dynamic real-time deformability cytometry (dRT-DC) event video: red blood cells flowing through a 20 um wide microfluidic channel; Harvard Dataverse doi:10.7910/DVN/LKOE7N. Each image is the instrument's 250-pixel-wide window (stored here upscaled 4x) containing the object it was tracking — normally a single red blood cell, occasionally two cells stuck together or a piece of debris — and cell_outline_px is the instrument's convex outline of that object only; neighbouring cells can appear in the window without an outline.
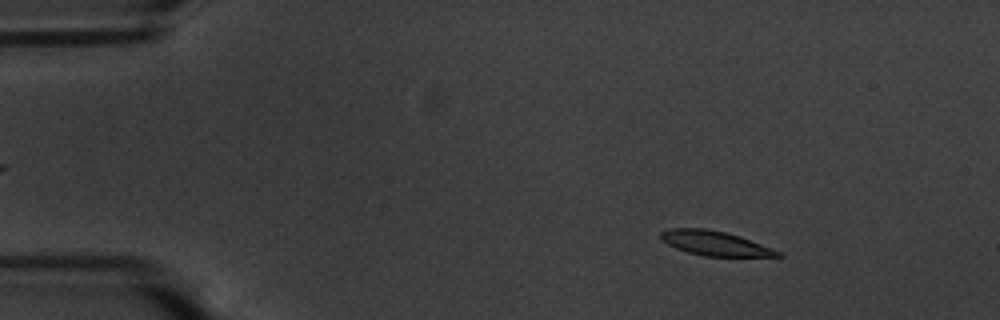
{"species": "common noctule bat (a hibernating species)", "species_latin": "Nyctalus noctula", "temperature_condition": "warm", "stored_images_in_passage": 57, "camera_frame_rate_fps": 3000, "um_per_image_px": 0.085, "animal": {"sex": "male", "body_mass_g": 20.1, "forearm_length_mm": 53.5}, "frame": {"image": 1, "passage_image": 8, "time_ms": 2.333, "image_size_px": [1000, 320], "cell_outline_px": [[784, 256], [704, 256], [688, 252], [676, 248], [660, 240], [660, 232], [668, 228], [708, 228], [740, 236], [772, 248], [780, 252]], "centroid_in_image_um": [60.72, 20.66], "position_along_channel_um": 24.3, "area_um2": 16.65}}
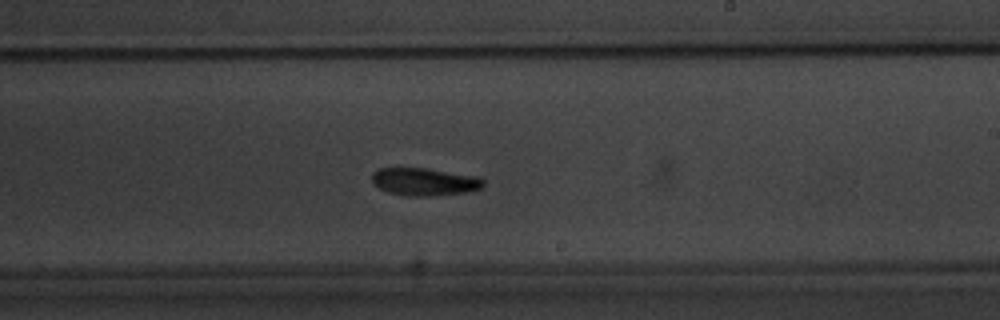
{"frame": {"image": 2, "passage_image": 34, "time_ms": 11.0, "image_size_px": [1000, 320], "cell_outline_px": [[484, 184], [480, 188], [468, 192], [428, 196], [412, 196], [388, 192], [372, 184], [372, 172], [380, 168], [428, 168], [480, 176], [484, 180]], "centroid_in_image_um": [36.1, 15.43], "position_along_channel_um": 252.9, "area_um2": 18.09}}
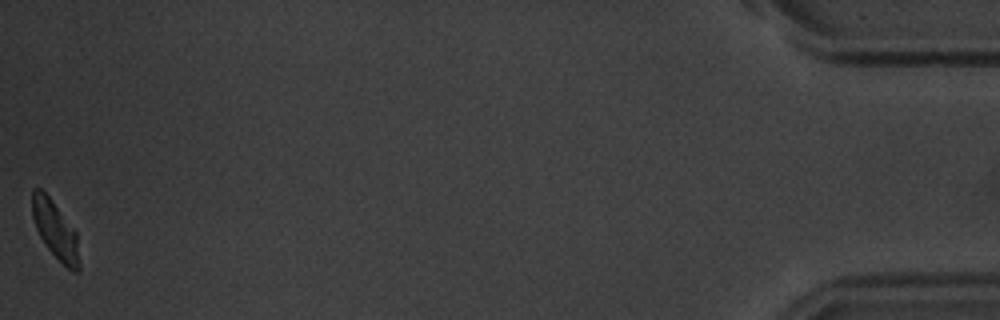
{"frame": {"image": 3, "passage_image": 57, "time_ms": 18.667, "image_size_px": [1000, 320], "cell_outline_px": [[80, 272], [72, 272], [44, 244], [36, 228], [32, 216], [32, 188], [40, 188], [52, 200], [76, 232], [80, 264]], "centroid_in_image_um": [4.7, 19.56], "position_along_channel_um": 430.5, "area_um2": 15.66}, "authors_computed_cell_mechanics": {"area_um2": 17.629, "velocity_mm_per_s": 3.5325, "shape_relaxation_time_tau1_ms": 2.1785, "shape_relaxation_time_tau2_ms": 10.9164, "deformation_change_tau1": 0.1391, "deformation_change_tau2": 0.179}}